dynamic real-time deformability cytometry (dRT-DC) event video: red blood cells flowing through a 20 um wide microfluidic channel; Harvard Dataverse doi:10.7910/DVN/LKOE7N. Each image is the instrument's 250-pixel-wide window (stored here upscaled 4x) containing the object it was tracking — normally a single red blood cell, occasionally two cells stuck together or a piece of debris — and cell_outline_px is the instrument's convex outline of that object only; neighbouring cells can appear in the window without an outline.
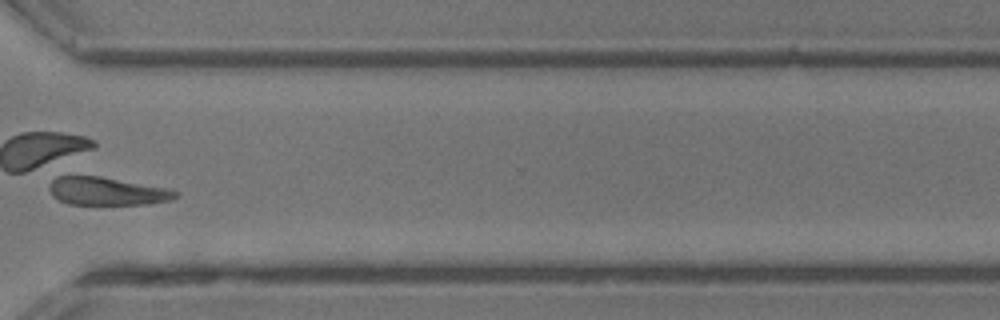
{"species": "common noctule bat (a hibernating species)", "species_latin": "Nyctalus noctula", "temperature_condition": "room temperature", "stored_images_in_passage": 28, "camera_frame_rate_fps": 3000, "um_per_image_px": 0.085, "animal": {"sex": "male", "body_mass_g": 13.3}, "frame": {"image": 1, "passage_image": 20, "time_ms": 6.333, "image_size_px": [1000, 320], "cell_outline_px": [[180, 196], [172, 200], [148, 204], [68, 204], [52, 196], [48, 188], [52, 180], [56, 176], [100, 176], [168, 188], [180, 192]], "centroid_in_image_um": [9.13, 16.25], "position_along_channel_um": 361.5, "area_um2": 20.75}}
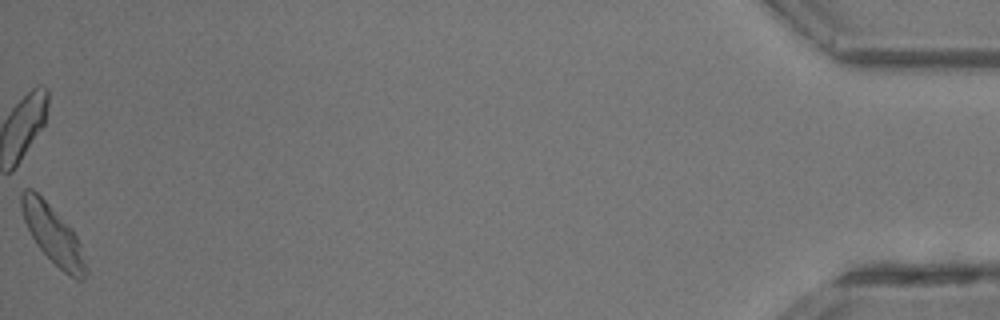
{"frame": {"image": 2, "passage_image": 28, "time_ms": 9.0, "image_size_px": [1000, 320], "cell_outline_px": [[88, 272], [84, 280], [76, 280], [64, 272], [36, 244], [24, 220], [20, 208], [20, 192], [24, 188], [32, 188], [72, 228], [80, 244], [88, 268]], "centroid_in_image_um": [4.51, 19.95], "position_along_channel_um": 430.7, "area_um2": 21.68}}